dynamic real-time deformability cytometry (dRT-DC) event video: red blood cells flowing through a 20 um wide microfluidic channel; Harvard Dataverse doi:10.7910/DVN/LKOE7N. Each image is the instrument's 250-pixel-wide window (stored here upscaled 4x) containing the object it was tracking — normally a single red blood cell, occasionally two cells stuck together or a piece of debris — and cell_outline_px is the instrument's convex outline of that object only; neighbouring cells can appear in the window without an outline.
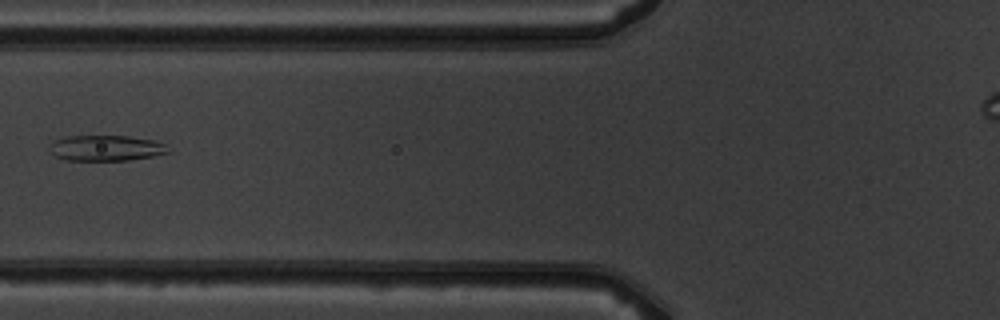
{"species": "common noctule bat (a hibernating species)", "species_latin": "Nyctalus noctula", "temperature_condition": "warm", "stored_images_in_passage": 6, "camera_frame_rate_fps": 3000, "um_per_image_px": 0.085, "animal": {"sex": "male", "body_mass_g": 19.5, "forearm_length_mm": 54.6}, "frame": {"image": 1, "passage_image": 6, "time_ms": 5.667, "image_size_px": [1000, 320], "cell_outline_px": [[168, 152], [152, 156], [128, 160], [68, 160], [56, 156], [48, 148], [56, 140], [64, 136], [128, 136], [156, 140], [164, 144]], "centroid_in_image_um": [9.0, 12.57], "position_along_channel_um": 116.8, "area_um2": 17.46}}